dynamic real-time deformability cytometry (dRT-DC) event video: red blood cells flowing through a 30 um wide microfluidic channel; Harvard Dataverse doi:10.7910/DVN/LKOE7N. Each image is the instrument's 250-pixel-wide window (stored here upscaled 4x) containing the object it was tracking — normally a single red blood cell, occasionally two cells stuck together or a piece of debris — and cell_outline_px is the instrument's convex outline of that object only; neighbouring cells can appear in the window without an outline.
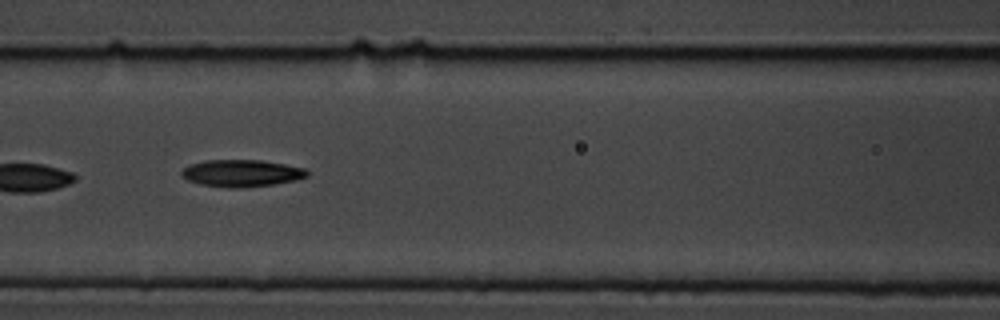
{"species": "common noctule bat (a hibernating species)", "species_latin": "Nyctalus noctula", "temperature_condition": "cold", "stored_images_in_passage": 15, "camera_frame_rate_fps": 3000, "um_per_image_px": 0.085, "animal": {"sex": "male", "body_mass_g": 19.5, "forearm_length_mm": 54.6}, "frame": {"image": 1, "passage_image": 7, "time_ms": 7.667, "image_size_px": [1000, 320], "cell_outline_px": [[308, 176], [296, 180], [272, 184], [244, 188], [228, 188], [200, 184], [188, 180], [180, 172], [188, 164], [204, 160], [260, 160], [284, 164], [304, 168], [308, 172]], "centroid_in_image_um": [20.51, 14.72], "position_along_channel_um": 146.1, "area_um2": 19.77}}
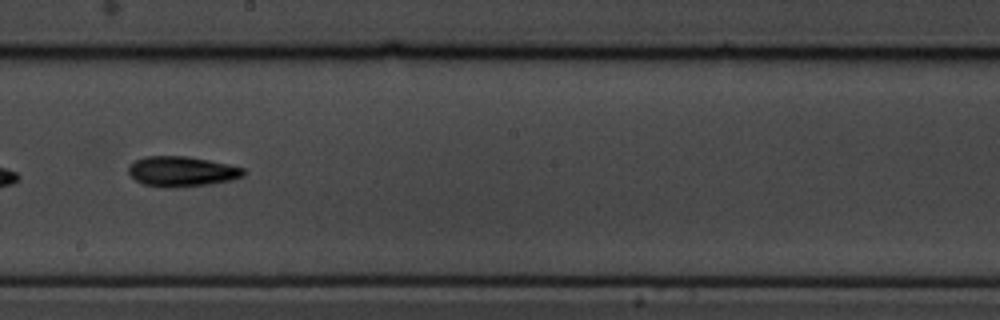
{"frame": {"image": 2, "passage_image": 9, "time_ms": 10.0, "image_size_px": [1000, 320], "cell_outline_px": [[244, 176], [232, 180], [208, 184], [172, 188], [160, 188], [144, 184], [136, 180], [128, 172], [128, 164], [144, 156], [188, 156], [228, 164], [244, 168]], "centroid_in_image_um": [15.42, 14.57], "position_along_channel_um": 232.8, "area_um2": 20.35}}
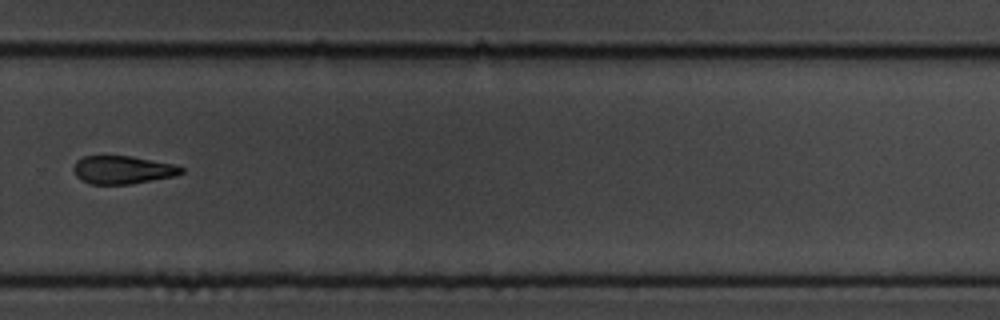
{"frame": {"image": 3, "passage_image": 11, "time_ms": 12.333, "image_size_px": [1000, 320], "cell_outline_px": [[184, 172], [172, 176], [128, 184], [92, 184], [80, 180], [76, 176], [72, 168], [76, 160], [84, 156], [132, 156], [172, 164], [184, 168]], "centroid_in_image_um": [10.36, 14.43], "position_along_channel_um": 319.4, "area_um2": 17.46}}